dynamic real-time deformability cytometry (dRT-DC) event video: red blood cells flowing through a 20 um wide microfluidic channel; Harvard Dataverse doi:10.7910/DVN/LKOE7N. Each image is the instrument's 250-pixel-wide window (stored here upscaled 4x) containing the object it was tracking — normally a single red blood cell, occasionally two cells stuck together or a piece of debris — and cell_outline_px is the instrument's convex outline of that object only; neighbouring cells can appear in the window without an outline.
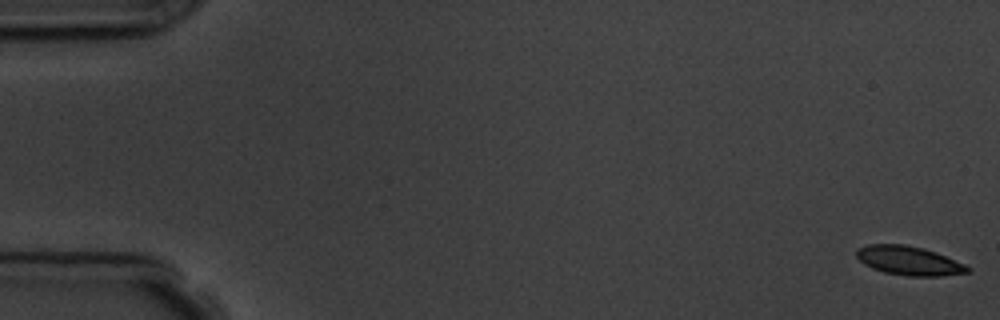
{"species": "common noctule bat (a hibernating species)", "species_latin": "Nyctalus noctula", "temperature_condition": "room temperature", "stored_images_in_passage": 5, "camera_frame_rate_fps": 3000, "um_per_image_px": 0.085, "animal": {"sex": "male", "body_mass_g": 19.5, "forearm_length_mm": 54.6}, "frame": {"image": 1, "passage_image": 1, "time_ms": 0.0, "image_size_px": [1000, 320], "cell_outline_px": [[972, 268], [968, 272], [940, 276], [908, 276], [884, 272], [872, 268], [864, 264], [856, 256], [856, 252], [860, 248], [868, 244], [904, 244], [924, 248], [936, 252], [964, 264]], "centroid_in_image_um": [77.26, 22.15], "position_along_channel_um": 7.7, "area_um2": 18.67}}
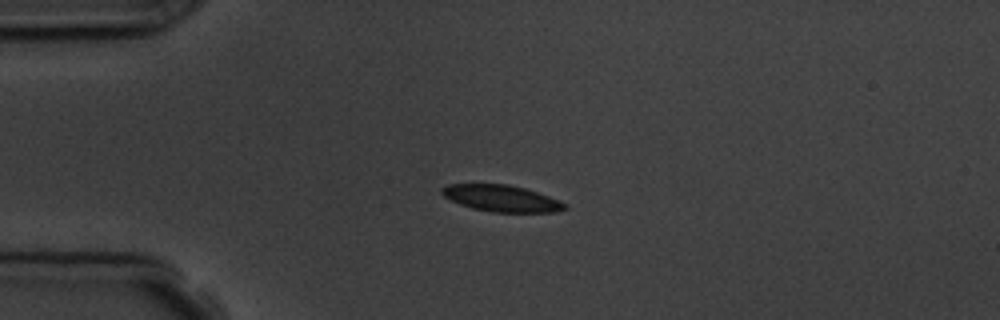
{"frame": {"image": 2, "passage_image": 4, "time_ms": 4.333, "image_size_px": [1000, 320], "cell_outline_px": [[568, 208], [556, 212], [492, 212], [472, 208], [460, 204], [444, 196], [440, 192], [440, 188], [448, 184], [508, 184], [524, 188], [560, 200], [568, 204]], "centroid_in_image_um": [42.64, 16.86], "position_along_channel_um": 42.4, "area_um2": 19.02}}